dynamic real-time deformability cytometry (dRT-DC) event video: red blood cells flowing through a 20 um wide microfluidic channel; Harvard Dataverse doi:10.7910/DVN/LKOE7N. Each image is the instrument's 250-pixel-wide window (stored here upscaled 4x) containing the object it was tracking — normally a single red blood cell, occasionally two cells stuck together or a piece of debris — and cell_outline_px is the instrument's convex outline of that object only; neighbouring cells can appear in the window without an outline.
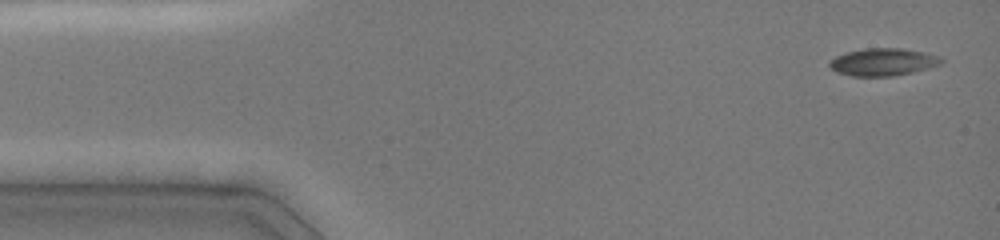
{"species": "common noctule bat (a hibernating species)", "species_latin": "Nyctalus noctula", "temperature_condition": "cold", "stored_images_in_passage": 7, "camera_frame_rate_fps": 3000, "um_per_image_px": 0.085, "animal": {"sex": "female", "body_mass_g": 19.0, "forearm_length_mm": 51.5}, "frame": {"image": 1, "passage_image": 1, "time_ms": 0.0, "image_size_px": [1000, 240], "cell_outline_px": [[944, 60], [940, 64], [928, 68], [912, 72], [892, 76], [852, 76], [836, 72], [828, 64], [836, 56], [848, 52], [864, 48], [900, 48], [924, 52], [940, 56]], "centroid_in_image_um": [75.07, 5.27], "position_along_channel_um": 9.9, "area_um2": 17.74}}
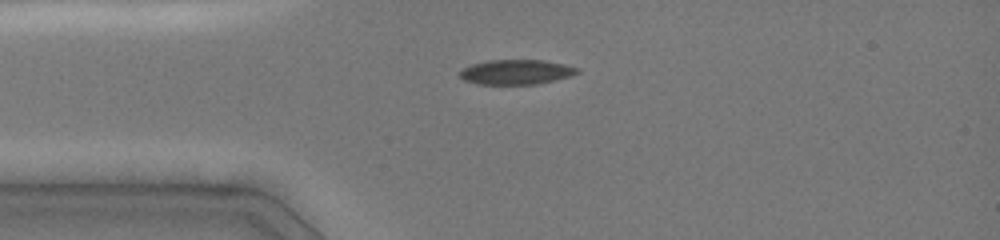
{"frame": {"image": 2, "passage_image": 6, "time_ms": 3.0, "image_size_px": [1000, 240], "cell_outline_px": [[580, 72], [572, 76], [536, 84], [476, 84], [464, 80], [460, 76], [460, 72], [464, 68], [472, 64], [488, 60], [544, 60], [564, 64], [580, 68]], "centroid_in_image_um": [43.91, 6.12], "position_along_channel_um": 41.1, "area_um2": 16.99}}